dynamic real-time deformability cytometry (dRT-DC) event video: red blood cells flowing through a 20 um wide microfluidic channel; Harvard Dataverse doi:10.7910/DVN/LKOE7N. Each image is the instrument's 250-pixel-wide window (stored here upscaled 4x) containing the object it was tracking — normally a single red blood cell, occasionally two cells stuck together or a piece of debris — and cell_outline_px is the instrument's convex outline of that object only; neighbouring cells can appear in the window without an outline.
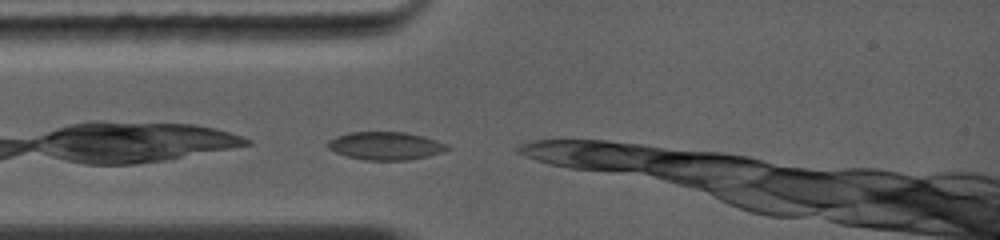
{"species": "common noctule bat (a hibernating species)", "species_latin": "Nyctalus noctula", "temperature_condition": "warm", "stored_images_in_passage": 16, "camera_frame_rate_fps": 5000, "um_per_image_px": 0.085, "animal": {"sex": "female", "body_mass_g": 19.0, "forearm_length_mm": 56.7}, "frame": {"image": 1, "passage_image": 1, "time_ms": 0.0, "image_size_px": [1000, 240], "cell_outline_px": [[452, 148], [444, 152], [428, 156], [408, 160], [364, 160], [348, 156], [336, 152], [328, 148], [324, 144], [328, 140], [336, 136], [352, 132], [404, 132], [436, 140], [448, 144]], "centroid_in_image_um": [32.78, 12.4], "position_along_channel_um": 52.2, "area_um2": 19.54}}